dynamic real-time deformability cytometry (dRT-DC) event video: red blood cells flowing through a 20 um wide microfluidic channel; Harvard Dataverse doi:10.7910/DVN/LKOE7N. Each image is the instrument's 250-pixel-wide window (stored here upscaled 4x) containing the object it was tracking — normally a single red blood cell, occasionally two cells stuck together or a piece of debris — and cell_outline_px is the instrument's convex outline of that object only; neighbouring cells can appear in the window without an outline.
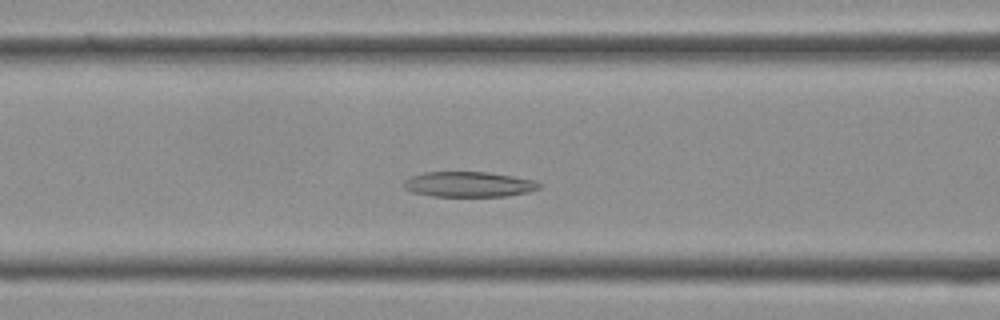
{"species": "Egyptian fruit bat (a non-hibernating species)", "species_latin": "Rousettus aegyptiacus", "temperature_condition": "cold", "stored_images_in_passage": 35, "camera_frame_rate_fps": 3000, "um_per_image_px": 0.085, "frame": {"image": 1, "passage_image": 11, "time_ms": 3.333, "image_size_px": [1000, 320], "cell_outline_px": [[544, 184], [540, 188], [528, 192], [508, 196], [432, 196], [412, 192], [404, 188], [404, 180], [412, 176], [424, 172], [488, 172], [536, 180]], "centroid_in_image_um": [39.89, 15.67], "position_along_channel_um": 126.7, "area_um2": 20.06}}
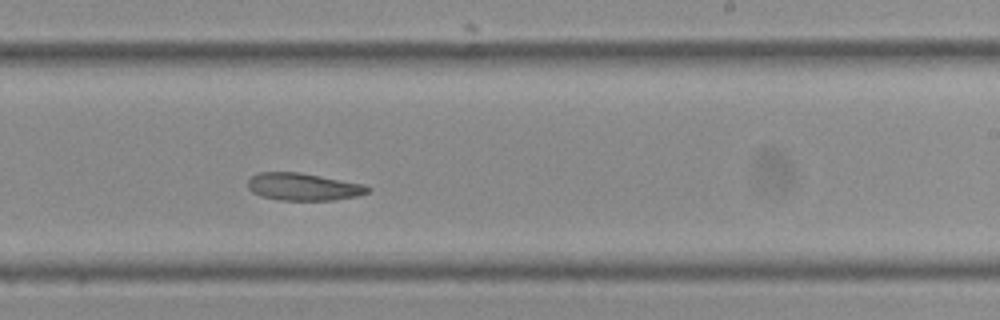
{"frame": {"image": 2, "passage_image": 19, "time_ms": 6.0, "image_size_px": [1000, 320], "cell_outline_px": [[372, 188], [368, 192], [356, 196], [336, 200], [280, 200], [260, 196], [252, 192], [248, 188], [248, 180], [252, 176], [260, 172], [300, 172], [364, 184]], "centroid_in_image_um": [25.78, 15.88], "position_along_channel_um": 263.2, "area_um2": 19.19}}
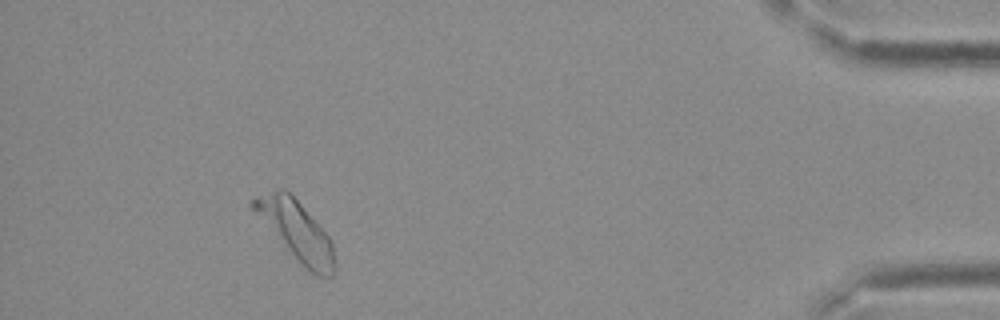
{"frame": {"image": 3, "passage_image": 31, "time_ms": 10.0, "image_size_px": [1000, 320], "cell_outline_px": [[332, 276], [316, 276], [304, 268], [248, 204], [256, 196], [284, 188], [300, 204], [328, 236], [332, 244]], "centroid_in_image_um": [25.14, 19.6], "position_along_channel_um": 410.1, "area_um2": 26.47}}